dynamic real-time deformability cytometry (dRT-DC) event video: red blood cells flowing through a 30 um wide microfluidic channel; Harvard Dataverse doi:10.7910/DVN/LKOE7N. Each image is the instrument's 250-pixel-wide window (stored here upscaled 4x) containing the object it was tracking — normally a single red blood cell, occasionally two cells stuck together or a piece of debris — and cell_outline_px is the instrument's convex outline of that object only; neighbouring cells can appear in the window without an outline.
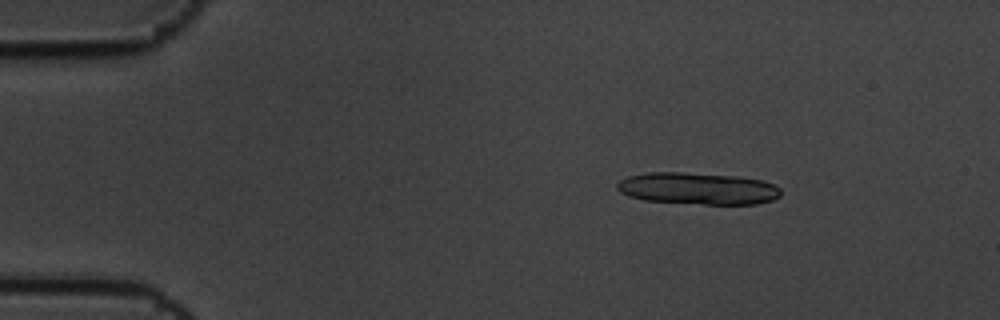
{"species": "common noctule bat (a hibernating species)", "species_latin": "Nyctalus noctula", "temperature_condition": "cold", "stored_images_in_passage": 7, "segment_of_instrument_passage": [1, 2], "camera_frame_rate_fps": 3000, "um_per_image_px": 0.085, "animal": {"sex": "male", "body_mass_g": 19.5, "forearm_length_mm": 54.6}, "frame": {"image": 1, "passage_image": 3, "time_ms": 0.667, "image_size_px": [1000, 320], "cell_outline_px": [[780, 196], [772, 200], [756, 204], [704, 204], [644, 200], [628, 196], [620, 192], [616, 188], [616, 184], [620, 180], [628, 176], [648, 172], [684, 172], [740, 176], [764, 180], [780, 188]], "centroid_in_image_um": [59.31, 16.01], "position_along_channel_um": 25.7, "area_um2": 30.63}}